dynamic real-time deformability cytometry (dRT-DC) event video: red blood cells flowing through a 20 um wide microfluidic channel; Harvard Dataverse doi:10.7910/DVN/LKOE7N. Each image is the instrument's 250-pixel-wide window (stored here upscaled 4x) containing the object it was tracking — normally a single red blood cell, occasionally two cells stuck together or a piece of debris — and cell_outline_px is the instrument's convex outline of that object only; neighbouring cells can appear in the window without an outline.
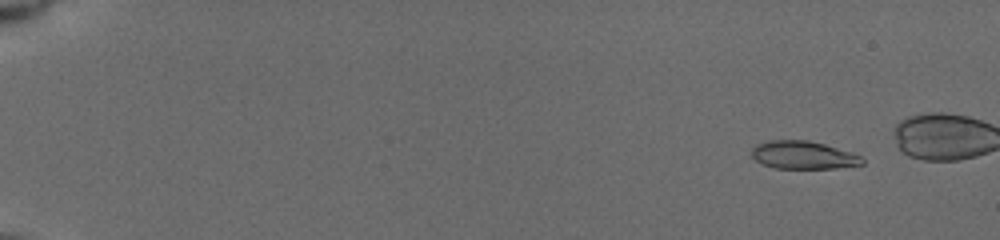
{"species": "common noctule bat (a hibernating species)", "species_latin": "Nyctalus noctula", "temperature_condition": "cold", "stored_images_in_passage": 9, "camera_frame_rate_fps": 3000, "um_per_image_px": 0.085, "animal": {"sex": "female", "body_mass_g": 19.5, "forearm_length_mm": 54.1}, "frame": {"image": 1, "passage_image": 1, "time_ms": 0.0, "image_size_px": [1000, 240], "cell_outline_px": [[864, 164], [832, 168], [776, 168], [764, 164], [756, 160], [752, 156], [752, 148], [756, 144], [768, 140], [808, 140], [824, 144], [852, 152], [860, 156], [864, 160]], "centroid_in_image_um": [68.27, 13.17], "position_along_channel_um": 16.7, "area_um2": 17.86}}